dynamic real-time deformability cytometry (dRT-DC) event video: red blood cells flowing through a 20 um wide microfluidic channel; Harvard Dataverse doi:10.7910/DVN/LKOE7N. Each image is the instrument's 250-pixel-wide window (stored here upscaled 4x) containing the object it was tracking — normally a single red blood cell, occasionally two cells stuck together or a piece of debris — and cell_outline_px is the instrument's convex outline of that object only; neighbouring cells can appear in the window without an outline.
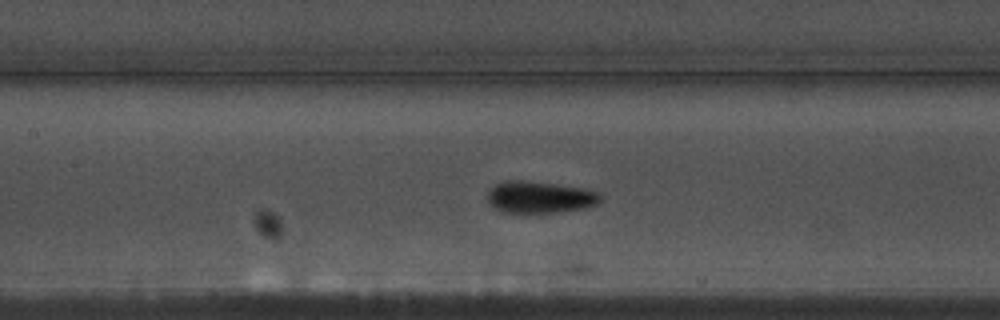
{"species": "common noctule bat (a hibernating species)", "species_latin": "Nyctalus noctula", "temperature_condition": "warm", "stored_images_in_passage": 19, "camera_frame_rate_fps": 3000, "um_per_image_px": 0.085, "animal": {"sex": "male", "body_mass_g": 17.5, "forearm_length_mm": 52.3}, "frame": {"image": 1, "passage_image": 13, "time_ms": 4.0, "image_size_px": [1000, 320], "cell_outline_px": [[600, 200], [596, 204], [584, 208], [556, 212], [500, 212], [492, 208], [488, 200], [488, 192], [492, 184], [504, 180], [520, 180], [556, 184], [588, 188], [600, 192]], "centroid_in_image_um": [45.85, 16.74], "position_along_channel_um": 161.6, "area_um2": 21.15}}